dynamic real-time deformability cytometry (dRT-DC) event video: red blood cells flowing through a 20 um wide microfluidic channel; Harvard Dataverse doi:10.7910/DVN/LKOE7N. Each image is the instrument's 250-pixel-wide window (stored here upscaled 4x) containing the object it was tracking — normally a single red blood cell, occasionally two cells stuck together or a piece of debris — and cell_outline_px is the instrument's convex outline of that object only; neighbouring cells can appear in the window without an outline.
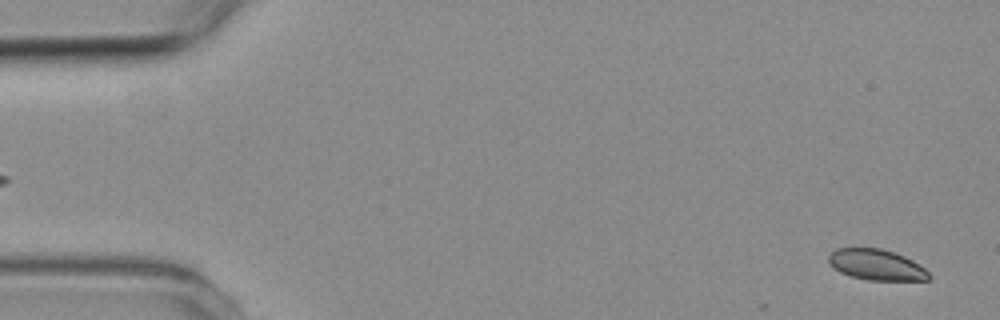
{"species": "common noctule bat (a hibernating species)", "species_latin": "Nyctalus noctula", "temperature_condition": "room temperature", "stored_images_in_passage": 4, "segment_of_instrument_passage": [2, 2], "camera_frame_rate_fps": 3000, "um_per_image_px": 0.085, "animal": {"sex": "female", "body_mass_g": 19.3, "forearm_length_mm": 54.1}, "frame": {"image": 1, "passage_image": 4, "time_ms": 4.333, "image_size_px": [1000, 320], "cell_outline_px": [[932, 276], [928, 280], [868, 280], [852, 276], [840, 272], [828, 260], [828, 256], [836, 248], [880, 248], [904, 256], [912, 260], [924, 268]], "centroid_in_image_um": [74.52, 22.5], "position_along_channel_um": 10.5, "area_um2": 17.74}}